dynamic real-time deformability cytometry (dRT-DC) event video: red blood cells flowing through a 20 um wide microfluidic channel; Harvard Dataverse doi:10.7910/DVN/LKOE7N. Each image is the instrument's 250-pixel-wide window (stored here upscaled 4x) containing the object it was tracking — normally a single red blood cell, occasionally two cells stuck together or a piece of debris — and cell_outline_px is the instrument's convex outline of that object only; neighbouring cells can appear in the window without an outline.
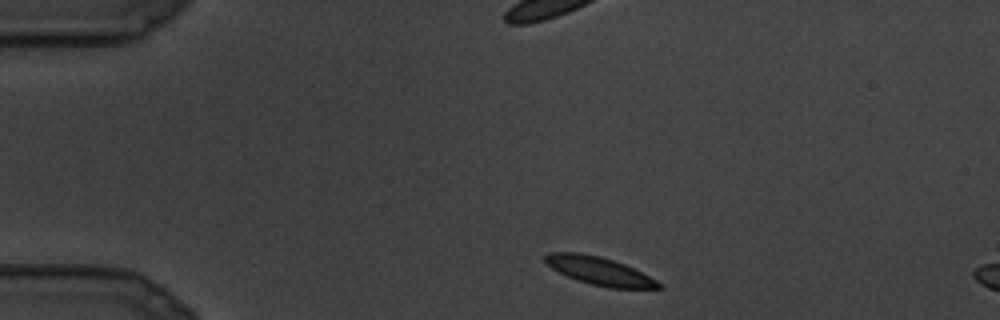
{"species": "common noctule bat (a hibernating species)", "species_latin": "Nyctalus noctula", "temperature_condition": "cold", "stored_images_in_passage": 4, "camera_frame_rate_fps": 3000, "um_per_image_px": 0.085, "animal": {"sex": "male", "body_mass_g": 19.5, "forearm_length_mm": 54.6}, "frame": {"image": 1, "passage_image": 1, "time_ms": 0.0, "image_size_px": [1000, 320], "cell_outline_px": [[664, 288], [608, 288], [592, 284], [568, 276], [552, 268], [544, 260], [544, 256], [548, 252], [580, 252], [600, 256], [624, 264], [664, 284]], "centroid_in_image_um": [50.95, 23.02], "position_along_channel_um": 34.0, "area_um2": 18.26}}